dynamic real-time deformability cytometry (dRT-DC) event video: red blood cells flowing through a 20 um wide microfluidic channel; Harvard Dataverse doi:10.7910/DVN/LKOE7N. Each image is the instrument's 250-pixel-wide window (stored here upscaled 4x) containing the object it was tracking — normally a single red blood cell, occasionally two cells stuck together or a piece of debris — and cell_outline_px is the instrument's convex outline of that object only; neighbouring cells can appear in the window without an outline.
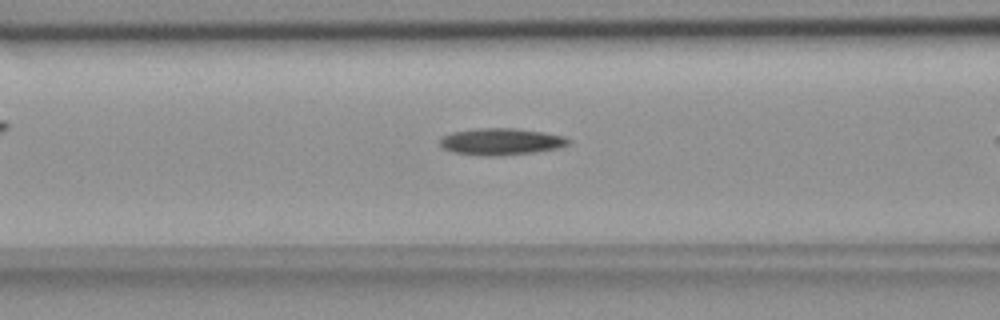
{"species": "common noctule bat (a hibernating species)", "species_latin": "Nyctalus noctula", "temperature_condition": "room temperature", "stored_images_in_passage": 19, "camera_frame_rate_fps": 3000, "um_per_image_px": 0.085, "animal": {"sex": "female", "body_mass_g": 18.4}, "frame": {"image": 1, "passage_image": 14, "time_ms": 4.333, "image_size_px": [1000, 320], "cell_outline_px": [[572, 144], [560, 148], [536, 152], [500, 156], [484, 156], [452, 152], [444, 148], [440, 144], [440, 140], [444, 136], [452, 132], [480, 128], [512, 128], [544, 132], [564, 136], [572, 140]], "centroid_in_image_um": [42.66, 12.05], "position_along_channel_um": 123.9, "area_um2": 20.23}}